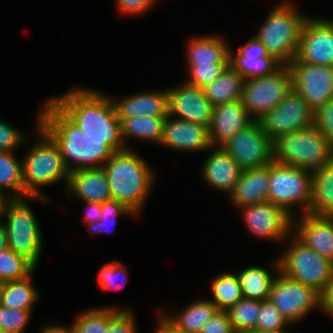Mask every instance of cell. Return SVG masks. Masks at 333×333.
Listing matches in <instances>:
<instances>
[{
	"instance_id": "obj_29",
	"label": "cell",
	"mask_w": 333,
	"mask_h": 333,
	"mask_svg": "<svg viewBox=\"0 0 333 333\" xmlns=\"http://www.w3.org/2000/svg\"><path fill=\"white\" fill-rule=\"evenodd\" d=\"M309 214L333 216V159L312 172Z\"/></svg>"
},
{
	"instance_id": "obj_50",
	"label": "cell",
	"mask_w": 333,
	"mask_h": 333,
	"mask_svg": "<svg viewBox=\"0 0 333 333\" xmlns=\"http://www.w3.org/2000/svg\"><path fill=\"white\" fill-rule=\"evenodd\" d=\"M156 317L157 323L154 328L155 333H188L178 330L161 314V312H159Z\"/></svg>"
},
{
	"instance_id": "obj_14",
	"label": "cell",
	"mask_w": 333,
	"mask_h": 333,
	"mask_svg": "<svg viewBox=\"0 0 333 333\" xmlns=\"http://www.w3.org/2000/svg\"><path fill=\"white\" fill-rule=\"evenodd\" d=\"M292 74L293 90L316 111L333 98V67L299 62L288 65Z\"/></svg>"
},
{
	"instance_id": "obj_5",
	"label": "cell",
	"mask_w": 333,
	"mask_h": 333,
	"mask_svg": "<svg viewBox=\"0 0 333 333\" xmlns=\"http://www.w3.org/2000/svg\"><path fill=\"white\" fill-rule=\"evenodd\" d=\"M292 3L285 0L273 7L255 34L269 55L287 66L296 58L301 30L309 17Z\"/></svg>"
},
{
	"instance_id": "obj_30",
	"label": "cell",
	"mask_w": 333,
	"mask_h": 333,
	"mask_svg": "<svg viewBox=\"0 0 333 333\" xmlns=\"http://www.w3.org/2000/svg\"><path fill=\"white\" fill-rule=\"evenodd\" d=\"M245 78L230 65L210 84L203 87L205 97L213 106L242 101Z\"/></svg>"
},
{
	"instance_id": "obj_35",
	"label": "cell",
	"mask_w": 333,
	"mask_h": 333,
	"mask_svg": "<svg viewBox=\"0 0 333 333\" xmlns=\"http://www.w3.org/2000/svg\"><path fill=\"white\" fill-rule=\"evenodd\" d=\"M115 307H96L78 313L71 327L74 333H107L109 322L121 311Z\"/></svg>"
},
{
	"instance_id": "obj_25",
	"label": "cell",
	"mask_w": 333,
	"mask_h": 333,
	"mask_svg": "<svg viewBox=\"0 0 333 333\" xmlns=\"http://www.w3.org/2000/svg\"><path fill=\"white\" fill-rule=\"evenodd\" d=\"M269 165L242 170L233 192L229 195L230 203L236 209L268 201Z\"/></svg>"
},
{
	"instance_id": "obj_6",
	"label": "cell",
	"mask_w": 333,
	"mask_h": 333,
	"mask_svg": "<svg viewBox=\"0 0 333 333\" xmlns=\"http://www.w3.org/2000/svg\"><path fill=\"white\" fill-rule=\"evenodd\" d=\"M29 199L45 204L50 202L49 198L40 196L7 198L2 209L1 221L6 228L8 247L37 268L43 249V236L32 206L28 204Z\"/></svg>"
},
{
	"instance_id": "obj_34",
	"label": "cell",
	"mask_w": 333,
	"mask_h": 333,
	"mask_svg": "<svg viewBox=\"0 0 333 333\" xmlns=\"http://www.w3.org/2000/svg\"><path fill=\"white\" fill-rule=\"evenodd\" d=\"M211 299L219 311H227L243 298L241 285L236 273L221 272L210 283Z\"/></svg>"
},
{
	"instance_id": "obj_22",
	"label": "cell",
	"mask_w": 333,
	"mask_h": 333,
	"mask_svg": "<svg viewBox=\"0 0 333 333\" xmlns=\"http://www.w3.org/2000/svg\"><path fill=\"white\" fill-rule=\"evenodd\" d=\"M255 120L250 116L242 101L213 106L209 136L213 146H222L238 131L245 129Z\"/></svg>"
},
{
	"instance_id": "obj_43",
	"label": "cell",
	"mask_w": 333,
	"mask_h": 333,
	"mask_svg": "<svg viewBox=\"0 0 333 333\" xmlns=\"http://www.w3.org/2000/svg\"><path fill=\"white\" fill-rule=\"evenodd\" d=\"M28 140L24 133L0 119V151L14 152L19 146L26 145Z\"/></svg>"
},
{
	"instance_id": "obj_31",
	"label": "cell",
	"mask_w": 333,
	"mask_h": 333,
	"mask_svg": "<svg viewBox=\"0 0 333 333\" xmlns=\"http://www.w3.org/2000/svg\"><path fill=\"white\" fill-rule=\"evenodd\" d=\"M34 272L21 280L7 281L0 286V304L8 308L32 311L39 299V291L32 283Z\"/></svg>"
},
{
	"instance_id": "obj_24",
	"label": "cell",
	"mask_w": 333,
	"mask_h": 333,
	"mask_svg": "<svg viewBox=\"0 0 333 333\" xmlns=\"http://www.w3.org/2000/svg\"><path fill=\"white\" fill-rule=\"evenodd\" d=\"M119 119L134 118L138 116L167 117L168 91L167 88L141 91L123 97L117 101L113 98Z\"/></svg>"
},
{
	"instance_id": "obj_32",
	"label": "cell",
	"mask_w": 333,
	"mask_h": 333,
	"mask_svg": "<svg viewBox=\"0 0 333 333\" xmlns=\"http://www.w3.org/2000/svg\"><path fill=\"white\" fill-rule=\"evenodd\" d=\"M166 117L138 116L120 119L121 137L126 148L129 139H137L159 144L162 139ZM127 142V143H126Z\"/></svg>"
},
{
	"instance_id": "obj_10",
	"label": "cell",
	"mask_w": 333,
	"mask_h": 333,
	"mask_svg": "<svg viewBox=\"0 0 333 333\" xmlns=\"http://www.w3.org/2000/svg\"><path fill=\"white\" fill-rule=\"evenodd\" d=\"M292 90V74L287 65H282L273 74L245 80L242 103L250 116L258 121Z\"/></svg>"
},
{
	"instance_id": "obj_11",
	"label": "cell",
	"mask_w": 333,
	"mask_h": 333,
	"mask_svg": "<svg viewBox=\"0 0 333 333\" xmlns=\"http://www.w3.org/2000/svg\"><path fill=\"white\" fill-rule=\"evenodd\" d=\"M269 300L292 326L301 322L313 309H320L319 292L280 271L273 281Z\"/></svg>"
},
{
	"instance_id": "obj_41",
	"label": "cell",
	"mask_w": 333,
	"mask_h": 333,
	"mask_svg": "<svg viewBox=\"0 0 333 333\" xmlns=\"http://www.w3.org/2000/svg\"><path fill=\"white\" fill-rule=\"evenodd\" d=\"M33 311L8 308L0 304V330L24 333Z\"/></svg>"
},
{
	"instance_id": "obj_54",
	"label": "cell",
	"mask_w": 333,
	"mask_h": 333,
	"mask_svg": "<svg viewBox=\"0 0 333 333\" xmlns=\"http://www.w3.org/2000/svg\"><path fill=\"white\" fill-rule=\"evenodd\" d=\"M7 197H5L1 192H0V219L2 215V209L4 206V202L6 201Z\"/></svg>"
},
{
	"instance_id": "obj_48",
	"label": "cell",
	"mask_w": 333,
	"mask_h": 333,
	"mask_svg": "<svg viewBox=\"0 0 333 333\" xmlns=\"http://www.w3.org/2000/svg\"><path fill=\"white\" fill-rule=\"evenodd\" d=\"M320 310L333 318V278L320 293Z\"/></svg>"
},
{
	"instance_id": "obj_51",
	"label": "cell",
	"mask_w": 333,
	"mask_h": 333,
	"mask_svg": "<svg viewBox=\"0 0 333 333\" xmlns=\"http://www.w3.org/2000/svg\"><path fill=\"white\" fill-rule=\"evenodd\" d=\"M39 333H74L71 325L50 323L49 325H43Z\"/></svg>"
},
{
	"instance_id": "obj_42",
	"label": "cell",
	"mask_w": 333,
	"mask_h": 333,
	"mask_svg": "<svg viewBox=\"0 0 333 333\" xmlns=\"http://www.w3.org/2000/svg\"><path fill=\"white\" fill-rule=\"evenodd\" d=\"M229 63H212V65H190L188 67V79L185 82L192 86L203 88L215 80Z\"/></svg>"
},
{
	"instance_id": "obj_27",
	"label": "cell",
	"mask_w": 333,
	"mask_h": 333,
	"mask_svg": "<svg viewBox=\"0 0 333 333\" xmlns=\"http://www.w3.org/2000/svg\"><path fill=\"white\" fill-rule=\"evenodd\" d=\"M279 271V260L276 259L270 264V268L254 265L245 267L238 273L236 272L241 285L242 296L258 301L268 300L273 281Z\"/></svg>"
},
{
	"instance_id": "obj_7",
	"label": "cell",
	"mask_w": 333,
	"mask_h": 333,
	"mask_svg": "<svg viewBox=\"0 0 333 333\" xmlns=\"http://www.w3.org/2000/svg\"><path fill=\"white\" fill-rule=\"evenodd\" d=\"M274 161L314 172L333 159V145L312 125L273 142Z\"/></svg>"
},
{
	"instance_id": "obj_44",
	"label": "cell",
	"mask_w": 333,
	"mask_h": 333,
	"mask_svg": "<svg viewBox=\"0 0 333 333\" xmlns=\"http://www.w3.org/2000/svg\"><path fill=\"white\" fill-rule=\"evenodd\" d=\"M314 125L333 145V98L314 112Z\"/></svg>"
},
{
	"instance_id": "obj_21",
	"label": "cell",
	"mask_w": 333,
	"mask_h": 333,
	"mask_svg": "<svg viewBox=\"0 0 333 333\" xmlns=\"http://www.w3.org/2000/svg\"><path fill=\"white\" fill-rule=\"evenodd\" d=\"M200 169L206 185L229 195L238 182L242 169L222 146H212Z\"/></svg>"
},
{
	"instance_id": "obj_28",
	"label": "cell",
	"mask_w": 333,
	"mask_h": 333,
	"mask_svg": "<svg viewBox=\"0 0 333 333\" xmlns=\"http://www.w3.org/2000/svg\"><path fill=\"white\" fill-rule=\"evenodd\" d=\"M159 311L178 330L188 333H199L201 328L219 310L209 299H199L184 307L178 314Z\"/></svg>"
},
{
	"instance_id": "obj_2",
	"label": "cell",
	"mask_w": 333,
	"mask_h": 333,
	"mask_svg": "<svg viewBox=\"0 0 333 333\" xmlns=\"http://www.w3.org/2000/svg\"><path fill=\"white\" fill-rule=\"evenodd\" d=\"M38 112L39 126L58 145L69 172L101 168L116 152L107 140L88 138L49 99Z\"/></svg>"
},
{
	"instance_id": "obj_17",
	"label": "cell",
	"mask_w": 333,
	"mask_h": 333,
	"mask_svg": "<svg viewBox=\"0 0 333 333\" xmlns=\"http://www.w3.org/2000/svg\"><path fill=\"white\" fill-rule=\"evenodd\" d=\"M167 91L169 116L210 126L213 105L205 97L203 88L183 81L178 86L167 88Z\"/></svg>"
},
{
	"instance_id": "obj_9",
	"label": "cell",
	"mask_w": 333,
	"mask_h": 333,
	"mask_svg": "<svg viewBox=\"0 0 333 333\" xmlns=\"http://www.w3.org/2000/svg\"><path fill=\"white\" fill-rule=\"evenodd\" d=\"M286 241L288 245L278 257L280 272L321 293L333 278V262L307 247L293 233Z\"/></svg>"
},
{
	"instance_id": "obj_20",
	"label": "cell",
	"mask_w": 333,
	"mask_h": 333,
	"mask_svg": "<svg viewBox=\"0 0 333 333\" xmlns=\"http://www.w3.org/2000/svg\"><path fill=\"white\" fill-rule=\"evenodd\" d=\"M229 65L245 80L273 74L282 66L279 61L269 55L255 35L239 47L237 52L229 47Z\"/></svg>"
},
{
	"instance_id": "obj_16",
	"label": "cell",
	"mask_w": 333,
	"mask_h": 333,
	"mask_svg": "<svg viewBox=\"0 0 333 333\" xmlns=\"http://www.w3.org/2000/svg\"><path fill=\"white\" fill-rule=\"evenodd\" d=\"M296 59L333 67V20L312 16L305 20Z\"/></svg>"
},
{
	"instance_id": "obj_15",
	"label": "cell",
	"mask_w": 333,
	"mask_h": 333,
	"mask_svg": "<svg viewBox=\"0 0 333 333\" xmlns=\"http://www.w3.org/2000/svg\"><path fill=\"white\" fill-rule=\"evenodd\" d=\"M249 233L274 243H284L292 233V217L282 208L266 201L237 209Z\"/></svg>"
},
{
	"instance_id": "obj_49",
	"label": "cell",
	"mask_w": 333,
	"mask_h": 333,
	"mask_svg": "<svg viewBox=\"0 0 333 333\" xmlns=\"http://www.w3.org/2000/svg\"><path fill=\"white\" fill-rule=\"evenodd\" d=\"M85 205L84 223L91 224L100 220L101 217V203L95 202H82Z\"/></svg>"
},
{
	"instance_id": "obj_4",
	"label": "cell",
	"mask_w": 333,
	"mask_h": 333,
	"mask_svg": "<svg viewBox=\"0 0 333 333\" xmlns=\"http://www.w3.org/2000/svg\"><path fill=\"white\" fill-rule=\"evenodd\" d=\"M36 118V136L38 137L22 159L24 197H47L41 188L63 180L67 185L70 173L58 145L39 126V117Z\"/></svg>"
},
{
	"instance_id": "obj_1",
	"label": "cell",
	"mask_w": 333,
	"mask_h": 333,
	"mask_svg": "<svg viewBox=\"0 0 333 333\" xmlns=\"http://www.w3.org/2000/svg\"><path fill=\"white\" fill-rule=\"evenodd\" d=\"M49 100L88 138L107 140L116 151L126 149L112 97L95 89L76 86Z\"/></svg>"
},
{
	"instance_id": "obj_18",
	"label": "cell",
	"mask_w": 333,
	"mask_h": 333,
	"mask_svg": "<svg viewBox=\"0 0 333 333\" xmlns=\"http://www.w3.org/2000/svg\"><path fill=\"white\" fill-rule=\"evenodd\" d=\"M161 146L173 151L205 152L213 146L209 127L180 120L171 116L165 118Z\"/></svg>"
},
{
	"instance_id": "obj_26",
	"label": "cell",
	"mask_w": 333,
	"mask_h": 333,
	"mask_svg": "<svg viewBox=\"0 0 333 333\" xmlns=\"http://www.w3.org/2000/svg\"><path fill=\"white\" fill-rule=\"evenodd\" d=\"M220 35H197L188 41L186 48L187 68L190 65L229 63V43Z\"/></svg>"
},
{
	"instance_id": "obj_33",
	"label": "cell",
	"mask_w": 333,
	"mask_h": 333,
	"mask_svg": "<svg viewBox=\"0 0 333 333\" xmlns=\"http://www.w3.org/2000/svg\"><path fill=\"white\" fill-rule=\"evenodd\" d=\"M16 158L14 152L0 151V192L7 198L24 197L22 160Z\"/></svg>"
},
{
	"instance_id": "obj_47",
	"label": "cell",
	"mask_w": 333,
	"mask_h": 333,
	"mask_svg": "<svg viewBox=\"0 0 333 333\" xmlns=\"http://www.w3.org/2000/svg\"><path fill=\"white\" fill-rule=\"evenodd\" d=\"M199 333H235L226 311H218Z\"/></svg>"
},
{
	"instance_id": "obj_23",
	"label": "cell",
	"mask_w": 333,
	"mask_h": 333,
	"mask_svg": "<svg viewBox=\"0 0 333 333\" xmlns=\"http://www.w3.org/2000/svg\"><path fill=\"white\" fill-rule=\"evenodd\" d=\"M66 194L81 202L104 203L112 199L104 169H79L69 173Z\"/></svg>"
},
{
	"instance_id": "obj_36",
	"label": "cell",
	"mask_w": 333,
	"mask_h": 333,
	"mask_svg": "<svg viewBox=\"0 0 333 333\" xmlns=\"http://www.w3.org/2000/svg\"><path fill=\"white\" fill-rule=\"evenodd\" d=\"M260 301L249 298L240 299L226 312L235 333H248L256 330Z\"/></svg>"
},
{
	"instance_id": "obj_55",
	"label": "cell",
	"mask_w": 333,
	"mask_h": 333,
	"mask_svg": "<svg viewBox=\"0 0 333 333\" xmlns=\"http://www.w3.org/2000/svg\"><path fill=\"white\" fill-rule=\"evenodd\" d=\"M0 333H12V332H8V331H5V330H0Z\"/></svg>"
},
{
	"instance_id": "obj_52",
	"label": "cell",
	"mask_w": 333,
	"mask_h": 333,
	"mask_svg": "<svg viewBox=\"0 0 333 333\" xmlns=\"http://www.w3.org/2000/svg\"><path fill=\"white\" fill-rule=\"evenodd\" d=\"M8 248L6 228L0 219V252L5 251Z\"/></svg>"
},
{
	"instance_id": "obj_40",
	"label": "cell",
	"mask_w": 333,
	"mask_h": 333,
	"mask_svg": "<svg viewBox=\"0 0 333 333\" xmlns=\"http://www.w3.org/2000/svg\"><path fill=\"white\" fill-rule=\"evenodd\" d=\"M291 324L268 299L260 301L256 330L282 331Z\"/></svg>"
},
{
	"instance_id": "obj_37",
	"label": "cell",
	"mask_w": 333,
	"mask_h": 333,
	"mask_svg": "<svg viewBox=\"0 0 333 333\" xmlns=\"http://www.w3.org/2000/svg\"><path fill=\"white\" fill-rule=\"evenodd\" d=\"M36 267L10 248L0 252V283L21 280L35 272Z\"/></svg>"
},
{
	"instance_id": "obj_19",
	"label": "cell",
	"mask_w": 333,
	"mask_h": 333,
	"mask_svg": "<svg viewBox=\"0 0 333 333\" xmlns=\"http://www.w3.org/2000/svg\"><path fill=\"white\" fill-rule=\"evenodd\" d=\"M292 233L307 247L333 262V216L309 213L295 216Z\"/></svg>"
},
{
	"instance_id": "obj_39",
	"label": "cell",
	"mask_w": 333,
	"mask_h": 333,
	"mask_svg": "<svg viewBox=\"0 0 333 333\" xmlns=\"http://www.w3.org/2000/svg\"><path fill=\"white\" fill-rule=\"evenodd\" d=\"M127 269L120 261L113 260L104 264L98 273L99 287L106 291L122 289L127 282ZM120 279V280H119Z\"/></svg>"
},
{
	"instance_id": "obj_8",
	"label": "cell",
	"mask_w": 333,
	"mask_h": 333,
	"mask_svg": "<svg viewBox=\"0 0 333 333\" xmlns=\"http://www.w3.org/2000/svg\"><path fill=\"white\" fill-rule=\"evenodd\" d=\"M312 172L273 161L269 164L268 201L292 218L309 212ZM299 213H294V208Z\"/></svg>"
},
{
	"instance_id": "obj_53",
	"label": "cell",
	"mask_w": 333,
	"mask_h": 333,
	"mask_svg": "<svg viewBox=\"0 0 333 333\" xmlns=\"http://www.w3.org/2000/svg\"><path fill=\"white\" fill-rule=\"evenodd\" d=\"M248 333H292L288 330H282V331H271V330H253Z\"/></svg>"
},
{
	"instance_id": "obj_45",
	"label": "cell",
	"mask_w": 333,
	"mask_h": 333,
	"mask_svg": "<svg viewBox=\"0 0 333 333\" xmlns=\"http://www.w3.org/2000/svg\"><path fill=\"white\" fill-rule=\"evenodd\" d=\"M131 308L122 310L109 322L107 333H138L136 316Z\"/></svg>"
},
{
	"instance_id": "obj_13",
	"label": "cell",
	"mask_w": 333,
	"mask_h": 333,
	"mask_svg": "<svg viewBox=\"0 0 333 333\" xmlns=\"http://www.w3.org/2000/svg\"><path fill=\"white\" fill-rule=\"evenodd\" d=\"M314 112L304 99L292 90L285 99L258 121L274 142L280 136L314 125Z\"/></svg>"
},
{
	"instance_id": "obj_12",
	"label": "cell",
	"mask_w": 333,
	"mask_h": 333,
	"mask_svg": "<svg viewBox=\"0 0 333 333\" xmlns=\"http://www.w3.org/2000/svg\"><path fill=\"white\" fill-rule=\"evenodd\" d=\"M222 147L242 170L264 167L274 161L273 141L259 121L238 131Z\"/></svg>"
},
{
	"instance_id": "obj_46",
	"label": "cell",
	"mask_w": 333,
	"mask_h": 333,
	"mask_svg": "<svg viewBox=\"0 0 333 333\" xmlns=\"http://www.w3.org/2000/svg\"><path fill=\"white\" fill-rule=\"evenodd\" d=\"M120 14L125 16H140L157 3V0H115L114 2Z\"/></svg>"
},
{
	"instance_id": "obj_3",
	"label": "cell",
	"mask_w": 333,
	"mask_h": 333,
	"mask_svg": "<svg viewBox=\"0 0 333 333\" xmlns=\"http://www.w3.org/2000/svg\"><path fill=\"white\" fill-rule=\"evenodd\" d=\"M113 200L141 214L156 181L155 170L131 148L116 151L102 166Z\"/></svg>"
},
{
	"instance_id": "obj_38",
	"label": "cell",
	"mask_w": 333,
	"mask_h": 333,
	"mask_svg": "<svg viewBox=\"0 0 333 333\" xmlns=\"http://www.w3.org/2000/svg\"><path fill=\"white\" fill-rule=\"evenodd\" d=\"M101 217L97 222L86 224L89 233H112L116 226L117 217L120 216H136L126 205L117 201L109 200L101 204ZM111 228V229H110Z\"/></svg>"
}]
</instances>
